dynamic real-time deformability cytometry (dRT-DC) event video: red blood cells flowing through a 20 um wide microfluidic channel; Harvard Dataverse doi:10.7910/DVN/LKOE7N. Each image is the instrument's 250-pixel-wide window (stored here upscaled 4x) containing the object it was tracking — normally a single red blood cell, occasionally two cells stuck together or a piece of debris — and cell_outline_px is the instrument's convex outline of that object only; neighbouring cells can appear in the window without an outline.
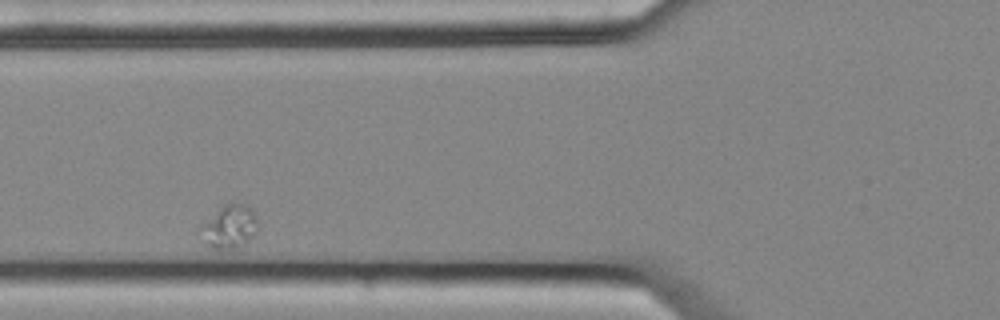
{"species": "common noctule bat (a hibernating species)", "species_latin": "Nyctalus noctula", "temperature_condition": "cold", "stored_images_in_passage": 3, "camera_frame_rate_fps": 3000, "um_per_image_px": 0.085, "animal": {"sex": "female", "body_mass_g": 25.1}, "frame": {"image": 1, "passage_image": 2, "time_ms": 0.333, "image_size_px": [1000, 320], "cell_outline_px": [[256, 232], [244, 244], [236, 248], [220, 252], [212, 248], [208, 244], [196, 228], [224, 204], [236, 200], [248, 204], [252, 208], [256, 216]], "centroid_in_image_um": [19.48, 19.24], "position_along_channel_um": 106.3, "area_um2": 14.97}}